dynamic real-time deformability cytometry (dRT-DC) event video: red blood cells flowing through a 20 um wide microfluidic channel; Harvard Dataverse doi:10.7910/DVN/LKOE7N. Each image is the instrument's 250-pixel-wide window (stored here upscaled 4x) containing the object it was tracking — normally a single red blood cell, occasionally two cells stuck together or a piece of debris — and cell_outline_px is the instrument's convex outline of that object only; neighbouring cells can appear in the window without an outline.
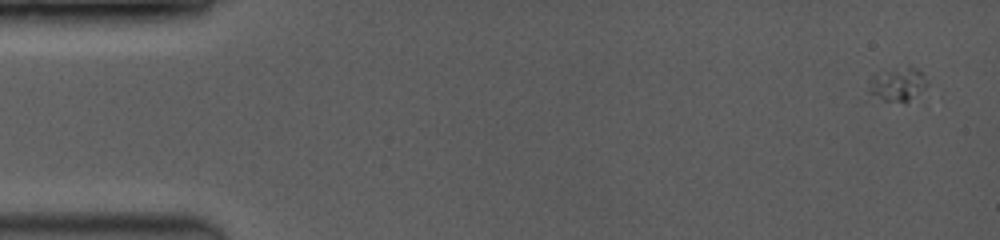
{"species": "common noctule bat (a hibernating species)", "species_latin": "Nyctalus noctula", "temperature_condition": "room temperature", "stored_images_in_passage": 9, "camera_frame_rate_fps": 3500, "um_per_image_px": 0.085, "animal": {"sex": "female", "body_mass_g": 19.0, "forearm_length_mm": 53.3}, "frame": {"image": 1, "passage_image": 1, "time_ms": 0.0, "image_size_px": [1000, 240], "cell_outline_px": [[928, 84], [924, 88], [908, 100], [884, 100], [868, 92], [868, 88], [872, 76], [908, 68], [916, 68], [924, 76]], "centroid_in_image_um": [76.3, 7.19], "position_along_channel_um": 8.7, "area_um2": 10.29}}
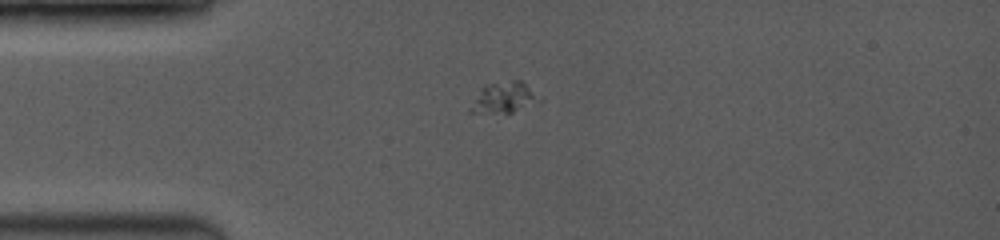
{"frame": {"image": 2, "passage_image": 6, "time_ms": 3.714, "image_size_px": [1000, 240], "cell_outline_px": [[544, 100], [512, 112], [468, 112], [468, 108], [484, 88], [488, 84], [512, 80], [520, 80], [544, 96]], "centroid_in_image_um": [42.96, 8.29], "position_along_channel_um": 42.0, "area_um2": 12.2}}